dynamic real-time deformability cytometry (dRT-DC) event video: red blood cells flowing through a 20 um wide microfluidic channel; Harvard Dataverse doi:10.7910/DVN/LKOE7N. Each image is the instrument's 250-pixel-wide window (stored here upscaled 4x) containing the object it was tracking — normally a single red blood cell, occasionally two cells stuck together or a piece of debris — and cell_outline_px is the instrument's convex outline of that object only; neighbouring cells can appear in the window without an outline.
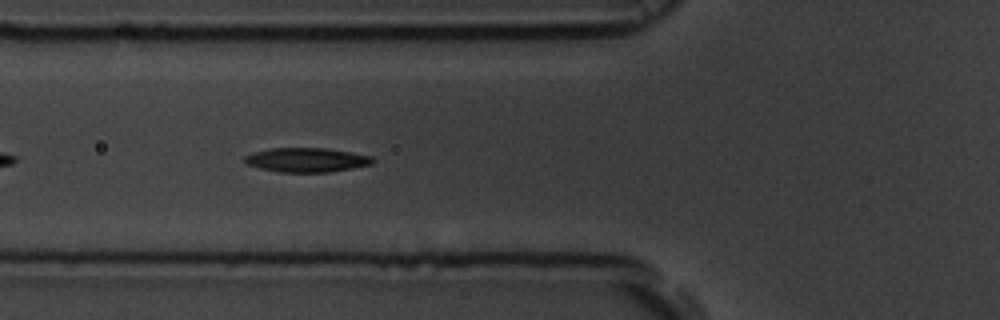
{"species": "common noctule bat (a hibernating species)", "species_latin": "Nyctalus noctula", "temperature_condition": "room temperature", "stored_images_in_passage": 33, "camera_frame_rate_fps": 3000, "um_per_image_px": 0.085, "animal": {"sex": "male", "body_mass_g": 19.5, "forearm_length_mm": 54.6}, "frame": {"image": 1, "passage_image": 6, "time_ms": 1.667, "image_size_px": [1000, 320], "cell_outline_px": [[376, 160], [372, 164], [352, 168], [328, 172], [280, 172], [260, 168], [244, 164], [244, 156], [252, 152], [272, 148], [328, 148], [372, 156]], "centroid_in_image_um": [26.05, 13.59], "position_along_channel_um": 99.8, "area_um2": 18.21}}
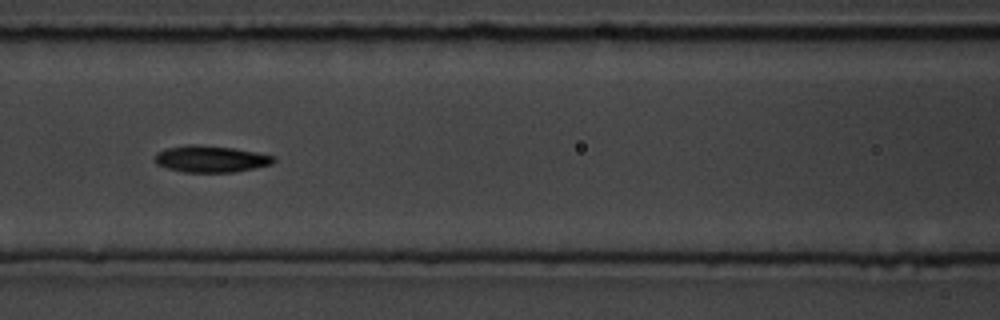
{"frame": {"image": 2, "passage_image": 10, "time_ms": 3.0, "image_size_px": [1000, 320], "cell_outline_px": [[276, 160], [272, 164], [236, 172], [184, 172], [168, 168], [156, 164], [156, 152], [164, 148], [188, 144], [196, 144], [232, 148], [256, 152], [272, 156]], "centroid_in_image_um": [17.89, 13.51], "position_along_channel_um": 148.7, "area_um2": 18.38}, "authors_computed_cell_mechanics": {"area_um2": 17.9758, "velocity_mm_per_s": 3.6452, "shape_relaxation_time_tau1_ms": 3.211, "shape_relaxation_time_tau2_ms": 4.5866, "deformation_change_tau1": 0.1307, "deformation_change_tau2": 0.1123}}